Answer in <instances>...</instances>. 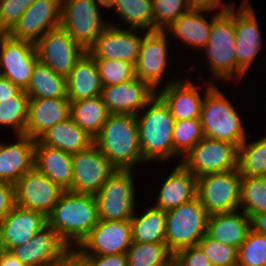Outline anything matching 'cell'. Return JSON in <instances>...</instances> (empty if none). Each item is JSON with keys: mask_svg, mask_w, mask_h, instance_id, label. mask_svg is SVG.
Listing matches in <instances>:
<instances>
[{"mask_svg": "<svg viewBox=\"0 0 266 266\" xmlns=\"http://www.w3.org/2000/svg\"><path fill=\"white\" fill-rule=\"evenodd\" d=\"M98 204L95 195L64 191L51 213L47 224L74 250L98 223Z\"/></svg>", "mask_w": 266, "mask_h": 266, "instance_id": "obj_1", "label": "cell"}, {"mask_svg": "<svg viewBox=\"0 0 266 266\" xmlns=\"http://www.w3.org/2000/svg\"><path fill=\"white\" fill-rule=\"evenodd\" d=\"M94 144L117 170H133L145 163L136 115L111 113L94 137Z\"/></svg>", "mask_w": 266, "mask_h": 266, "instance_id": "obj_2", "label": "cell"}, {"mask_svg": "<svg viewBox=\"0 0 266 266\" xmlns=\"http://www.w3.org/2000/svg\"><path fill=\"white\" fill-rule=\"evenodd\" d=\"M136 117L143 160L145 162L173 160L175 119L163 99L156 94Z\"/></svg>", "mask_w": 266, "mask_h": 266, "instance_id": "obj_3", "label": "cell"}, {"mask_svg": "<svg viewBox=\"0 0 266 266\" xmlns=\"http://www.w3.org/2000/svg\"><path fill=\"white\" fill-rule=\"evenodd\" d=\"M213 86L206 94L201 110V124L204 137L226 141L238 147L248 138L243 117L236 111L218 88Z\"/></svg>", "mask_w": 266, "mask_h": 266, "instance_id": "obj_4", "label": "cell"}, {"mask_svg": "<svg viewBox=\"0 0 266 266\" xmlns=\"http://www.w3.org/2000/svg\"><path fill=\"white\" fill-rule=\"evenodd\" d=\"M234 7L220 13L213 21L210 37L202 51L205 53L208 71L213 80L236 83V35L234 31ZM235 79V80H234Z\"/></svg>", "mask_w": 266, "mask_h": 266, "instance_id": "obj_5", "label": "cell"}, {"mask_svg": "<svg viewBox=\"0 0 266 266\" xmlns=\"http://www.w3.org/2000/svg\"><path fill=\"white\" fill-rule=\"evenodd\" d=\"M209 214L198 197L166 211L165 243L175 254L196 246L207 232Z\"/></svg>", "mask_w": 266, "mask_h": 266, "instance_id": "obj_6", "label": "cell"}, {"mask_svg": "<svg viewBox=\"0 0 266 266\" xmlns=\"http://www.w3.org/2000/svg\"><path fill=\"white\" fill-rule=\"evenodd\" d=\"M101 6L106 8V0H62L61 26L86 50L109 25Z\"/></svg>", "mask_w": 266, "mask_h": 266, "instance_id": "obj_7", "label": "cell"}, {"mask_svg": "<svg viewBox=\"0 0 266 266\" xmlns=\"http://www.w3.org/2000/svg\"><path fill=\"white\" fill-rule=\"evenodd\" d=\"M133 170H117L95 194L100 220H131L136 208Z\"/></svg>", "mask_w": 266, "mask_h": 266, "instance_id": "obj_8", "label": "cell"}, {"mask_svg": "<svg viewBox=\"0 0 266 266\" xmlns=\"http://www.w3.org/2000/svg\"><path fill=\"white\" fill-rule=\"evenodd\" d=\"M241 178L238 168L197 178V197L209 215L239 210Z\"/></svg>", "mask_w": 266, "mask_h": 266, "instance_id": "obj_9", "label": "cell"}, {"mask_svg": "<svg viewBox=\"0 0 266 266\" xmlns=\"http://www.w3.org/2000/svg\"><path fill=\"white\" fill-rule=\"evenodd\" d=\"M236 144L204 137L179 160L197 178L238 168Z\"/></svg>", "mask_w": 266, "mask_h": 266, "instance_id": "obj_10", "label": "cell"}, {"mask_svg": "<svg viewBox=\"0 0 266 266\" xmlns=\"http://www.w3.org/2000/svg\"><path fill=\"white\" fill-rule=\"evenodd\" d=\"M143 33L139 56L134 65L135 76L158 92V86H164L161 83H164V77L167 75L165 70L170 65L168 59L171 56H168V52L169 44L172 43L169 40L171 41L173 37H170L165 30L143 31Z\"/></svg>", "mask_w": 266, "mask_h": 266, "instance_id": "obj_11", "label": "cell"}, {"mask_svg": "<svg viewBox=\"0 0 266 266\" xmlns=\"http://www.w3.org/2000/svg\"><path fill=\"white\" fill-rule=\"evenodd\" d=\"M249 0L234 8V31L236 35V80L243 78L263 46L260 24Z\"/></svg>", "mask_w": 266, "mask_h": 266, "instance_id": "obj_12", "label": "cell"}, {"mask_svg": "<svg viewBox=\"0 0 266 266\" xmlns=\"http://www.w3.org/2000/svg\"><path fill=\"white\" fill-rule=\"evenodd\" d=\"M73 182L71 191L95 195L117 168L93 143L72 155Z\"/></svg>", "mask_w": 266, "mask_h": 266, "instance_id": "obj_13", "label": "cell"}, {"mask_svg": "<svg viewBox=\"0 0 266 266\" xmlns=\"http://www.w3.org/2000/svg\"><path fill=\"white\" fill-rule=\"evenodd\" d=\"M38 60L56 74L67 77L86 49L60 25L49 30L36 43Z\"/></svg>", "mask_w": 266, "mask_h": 266, "instance_id": "obj_14", "label": "cell"}, {"mask_svg": "<svg viewBox=\"0 0 266 266\" xmlns=\"http://www.w3.org/2000/svg\"><path fill=\"white\" fill-rule=\"evenodd\" d=\"M38 61L34 43L8 34L0 37V76L25 90Z\"/></svg>", "mask_w": 266, "mask_h": 266, "instance_id": "obj_15", "label": "cell"}, {"mask_svg": "<svg viewBox=\"0 0 266 266\" xmlns=\"http://www.w3.org/2000/svg\"><path fill=\"white\" fill-rule=\"evenodd\" d=\"M111 22L109 21V25L87 51L95 59L123 60L135 65L143 38L140 34L144 30L123 28V26L120 28Z\"/></svg>", "mask_w": 266, "mask_h": 266, "instance_id": "obj_16", "label": "cell"}, {"mask_svg": "<svg viewBox=\"0 0 266 266\" xmlns=\"http://www.w3.org/2000/svg\"><path fill=\"white\" fill-rule=\"evenodd\" d=\"M14 186L15 205L41 212L46 217L64 192L35 167L22 176Z\"/></svg>", "mask_w": 266, "mask_h": 266, "instance_id": "obj_17", "label": "cell"}, {"mask_svg": "<svg viewBox=\"0 0 266 266\" xmlns=\"http://www.w3.org/2000/svg\"><path fill=\"white\" fill-rule=\"evenodd\" d=\"M211 81V82H210ZM205 84L203 96L200 88L187 77L174 76L157 93L168 105L175 120L200 119L205 94L216 85L212 80Z\"/></svg>", "mask_w": 266, "mask_h": 266, "instance_id": "obj_18", "label": "cell"}, {"mask_svg": "<svg viewBox=\"0 0 266 266\" xmlns=\"http://www.w3.org/2000/svg\"><path fill=\"white\" fill-rule=\"evenodd\" d=\"M62 0H35L8 31V35L36 43L49 30L61 25Z\"/></svg>", "mask_w": 266, "mask_h": 266, "instance_id": "obj_19", "label": "cell"}, {"mask_svg": "<svg viewBox=\"0 0 266 266\" xmlns=\"http://www.w3.org/2000/svg\"><path fill=\"white\" fill-rule=\"evenodd\" d=\"M132 243L131 221L100 220L74 250L78 254L126 253Z\"/></svg>", "mask_w": 266, "mask_h": 266, "instance_id": "obj_20", "label": "cell"}, {"mask_svg": "<svg viewBox=\"0 0 266 266\" xmlns=\"http://www.w3.org/2000/svg\"><path fill=\"white\" fill-rule=\"evenodd\" d=\"M9 251L26 266H47L58 265L71 249L47 224L27 243Z\"/></svg>", "mask_w": 266, "mask_h": 266, "instance_id": "obj_21", "label": "cell"}, {"mask_svg": "<svg viewBox=\"0 0 266 266\" xmlns=\"http://www.w3.org/2000/svg\"><path fill=\"white\" fill-rule=\"evenodd\" d=\"M156 94L147 82L135 77L118 85L103 86L101 97L110 113L137 115Z\"/></svg>", "mask_w": 266, "mask_h": 266, "instance_id": "obj_22", "label": "cell"}, {"mask_svg": "<svg viewBox=\"0 0 266 266\" xmlns=\"http://www.w3.org/2000/svg\"><path fill=\"white\" fill-rule=\"evenodd\" d=\"M47 225V217L41 212L15 205L0 220V239L4 250L27 243Z\"/></svg>", "mask_w": 266, "mask_h": 266, "instance_id": "obj_23", "label": "cell"}, {"mask_svg": "<svg viewBox=\"0 0 266 266\" xmlns=\"http://www.w3.org/2000/svg\"><path fill=\"white\" fill-rule=\"evenodd\" d=\"M16 142H0V181L15 185L34 168L35 141L27 135H17Z\"/></svg>", "mask_w": 266, "mask_h": 266, "instance_id": "obj_24", "label": "cell"}, {"mask_svg": "<svg viewBox=\"0 0 266 266\" xmlns=\"http://www.w3.org/2000/svg\"><path fill=\"white\" fill-rule=\"evenodd\" d=\"M68 98H30L25 135L37 140L55 124L70 117Z\"/></svg>", "mask_w": 266, "mask_h": 266, "instance_id": "obj_25", "label": "cell"}, {"mask_svg": "<svg viewBox=\"0 0 266 266\" xmlns=\"http://www.w3.org/2000/svg\"><path fill=\"white\" fill-rule=\"evenodd\" d=\"M206 10H189L184 13L177 21H174L165 31L168 35L175 37L187 49L194 48L202 50L210 37L211 27L214 19L219 15L212 13L211 18L207 19ZM204 13V14H203ZM170 33V34H169ZM199 48V49H198Z\"/></svg>", "mask_w": 266, "mask_h": 266, "instance_id": "obj_26", "label": "cell"}, {"mask_svg": "<svg viewBox=\"0 0 266 266\" xmlns=\"http://www.w3.org/2000/svg\"><path fill=\"white\" fill-rule=\"evenodd\" d=\"M71 153L35 141L34 167L62 190L71 191L73 163Z\"/></svg>", "mask_w": 266, "mask_h": 266, "instance_id": "obj_27", "label": "cell"}, {"mask_svg": "<svg viewBox=\"0 0 266 266\" xmlns=\"http://www.w3.org/2000/svg\"><path fill=\"white\" fill-rule=\"evenodd\" d=\"M197 197V177L178 163L163 182L155 207L171 210Z\"/></svg>", "mask_w": 266, "mask_h": 266, "instance_id": "obj_28", "label": "cell"}, {"mask_svg": "<svg viewBox=\"0 0 266 266\" xmlns=\"http://www.w3.org/2000/svg\"><path fill=\"white\" fill-rule=\"evenodd\" d=\"M103 83L95 58L86 50L67 76V95L70 101L101 95Z\"/></svg>", "mask_w": 266, "mask_h": 266, "instance_id": "obj_29", "label": "cell"}, {"mask_svg": "<svg viewBox=\"0 0 266 266\" xmlns=\"http://www.w3.org/2000/svg\"><path fill=\"white\" fill-rule=\"evenodd\" d=\"M251 229V218L239 209L209 215L206 234L239 249Z\"/></svg>", "mask_w": 266, "mask_h": 266, "instance_id": "obj_30", "label": "cell"}, {"mask_svg": "<svg viewBox=\"0 0 266 266\" xmlns=\"http://www.w3.org/2000/svg\"><path fill=\"white\" fill-rule=\"evenodd\" d=\"M41 144L74 154L94 143L85 130L80 128L71 117L49 128L38 139Z\"/></svg>", "mask_w": 266, "mask_h": 266, "instance_id": "obj_31", "label": "cell"}, {"mask_svg": "<svg viewBox=\"0 0 266 266\" xmlns=\"http://www.w3.org/2000/svg\"><path fill=\"white\" fill-rule=\"evenodd\" d=\"M141 211L135 210L130 220L132 242H165L166 211L155 206Z\"/></svg>", "mask_w": 266, "mask_h": 266, "instance_id": "obj_32", "label": "cell"}, {"mask_svg": "<svg viewBox=\"0 0 266 266\" xmlns=\"http://www.w3.org/2000/svg\"><path fill=\"white\" fill-rule=\"evenodd\" d=\"M110 114L101 95L78 101H71L70 117L92 138L100 132Z\"/></svg>", "mask_w": 266, "mask_h": 266, "instance_id": "obj_33", "label": "cell"}, {"mask_svg": "<svg viewBox=\"0 0 266 266\" xmlns=\"http://www.w3.org/2000/svg\"><path fill=\"white\" fill-rule=\"evenodd\" d=\"M25 91L29 98H68L67 77L38 61Z\"/></svg>", "mask_w": 266, "mask_h": 266, "instance_id": "obj_34", "label": "cell"}, {"mask_svg": "<svg viewBox=\"0 0 266 266\" xmlns=\"http://www.w3.org/2000/svg\"><path fill=\"white\" fill-rule=\"evenodd\" d=\"M106 8L114 9L129 28L154 31L152 0H106Z\"/></svg>", "mask_w": 266, "mask_h": 266, "instance_id": "obj_35", "label": "cell"}, {"mask_svg": "<svg viewBox=\"0 0 266 266\" xmlns=\"http://www.w3.org/2000/svg\"><path fill=\"white\" fill-rule=\"evenodd\" d=\"M126 253L128 266H165L174 259L165 242H132Z\"/></svg>", "mask_w": 266, "mask_h": 266, "instance_id": "obj_36", "label": "cell"}, {"mask_svg": "<svg viewBox=\"0 0 266 266\" xmlns=\"http://www.w3.org/2000/svg\"><path fill=\"white\" fill-rule=\"evenodd\" d=\"M29 95L21 90L11 99L0 100V126L11 127L13 135H25L28 119Z\"/></svg>", "mask_w": 266, "mask_h": 266, "instance_id": "obj_37", "label": "cell"}, {"mask_svg": "<svg viewBox=\"0 0 266 266\" xmlns=\"http://www.w3.org/2000/svg\"><path fill=\"white\" fill-rule=\"evenodd\" d=\"M246 139L238 150V170L242 176H266V135L253 142Z\"/></svg>", "mask_w": 266, "mask_h": 266, "instance_id": "obj_38", "label": "cell"}, {"mask_svg": "<svg viewBox=\"0 0 266 266\" xmlns=\"http://www.w3.org/2000/svg\"><path fill=\"white\" fill-rule=\"evenodd\" d=\"M239 209L250 218L266 211V176H242Z\"/></svg>", "mask_w": 266, "mask_h": 266, "instance_id": "obj_39", "label": "cell"}, {"mask_svg": "<svg viewBox=\"0 0 266 266\" xmlns=\"http://www.w3.org/2000/svg\"><path fill=\"white\" fill-rule=\"evenodd\" d=\"M204 138L201 119L175 120L173 127V158L184 157Z\"/></svg>", "mask_w": 266, "mask_h": 266, "instance_id": "obj_40", "label": "cell"}, {"mask_svg": "<svg viewBox=\"0 0 266 266\" xmlns=\"http://www.w3.org/2000/svg\"><path fill=\"white\" fill-rule=\"evenodd\" d=\"M239 266H266V235L251 229L238 249Z\"/></svg>", "mask_w": 266, "mask_h": 266, "instance_id": "obj_41", "label": "cell"}, {"mask_svg": "<svg viewBox=\"0 0 266 266\" xmlns=\"http://www.w3.org/2000/svg\"><path fill=\"white\" fill-rule=\"evenodd\" d=\"M189 10L187 0H152L154 31L166 30Z\"/></svg>", "mask_w": 266, "mask_h": 266, "instance_id": "obj_42", "label": "cell"}, {"mask_svg": "<svg viewBox=\"0 0 266 266\" xmlns=\"http://www.w3.org/2000/svg\"><path fill=\"white\" fill-rule=\"evenodd\" d=\"M103 86L118 85L134 79L135 66L129 61L95 59Z\"/></svg>", "mask_w": 266, "mask_h": 266, "instance_id": "obj_43", "label": "cell"}, {"mask_svg": "<svg viewBox=\"0 0 266 266\" xmlns=\"http://www.w3.org/2000/svg\"><path fill=\"white\" fill-rule=\"evenodd\" d=\"M213 266H234L238 260V248L219 242L207 234L198 244Z\"/></svg>", "mask_w": 266, "mask_h": 266, "instance_id": "obj_44", "label": "cell"}, {"mask_svg": "<svg viewBox=\"0 0 266 266\" xmlns=\"http://www.w3.org/2000/svg\"><path fill=\"white\" fill-rule=\"evenodd\" d=\"M35 0H0V20L9 31Z\"/></svg>", "mask_w": 266, "mask_h": 266, "instance_id": "obj_45", "label": "cell"}, {"mask_svg": "<svg viewBox=\"0 0 266 266\" xmlns=\"http://www.w3.org/2000/svg\"><path fill=\"white\" fill-rule=\"evenodd\" d=\"M174 262L176 266H213L199 245L177 251L174 254Z\"/></svg>", "mask_w": 266, "mask_h": 266, "instance_id": "obj_46", "label": "cell"}, {"mask_svg": "<svg viewBox=\"0 0 266 266\" xmlns=\"http://www.w3.org/2000/svg\"><path fill=\"white\" fill-rule=\"evenodd\" d=\"M89 266H128L127 253L96 255L79 254Z\"/></svg>", "mask_w": 266, "mask_h": 266, "instance_id": "obj_47", "label": "cell"}, {"mask_svg": "<svg viewBox=\"0 0 266 266\" xmlns=\"http://www.w3.org/2000/svg\"><path fill=\"white\" fill-rule=\"evenodd\" d=\"M15 206V186L0 181V220Z\"/></svg>", "mask_w": 266, "mask_h": 266, "instance_id": "obj_48", "label": "cell"}, {"mask_svg": "<svg viewBox=\"0 0 266 266\" xmlns=\"http://www.w3.org/2000/svg\"><path fill=\"white\" fill-rule=\"evenodd\" d=\"M188 5L191 10H206L211 11L215 13H224L230 10L233 6H235L234 3H228L227 4L222 0H187Z\"/></svg>", "mask_w": 266, "mask_h": 266, "instance_id": "obj_49", "label": "cell"}, {"mask_svg": "<svg viewBox=\"0 0 266 266\" xmlns=\"http://www.w3.org/2000/svg\"><path fill=\"white\" fill-rule=\"evenodd\" d=\"M21 90L19 86L13 84L10 80L0 76V100L11 99Z\"/></svg>", "mask_w": 266, "mask_h": 266, "instance_id": "obj_50", "label": "cell"}, {"mask_svg": "<svg viewBox=\"0 0 266 266\" xmlns=\"http://www.w3.org/2000/svg\"><path fill=\"white\" fill-rule=\"evenodd\" d=\"M58 266H89L87 262L75 251L71 250L58 264Z\"/></svg>", "mask_w": 266, "mask_h": 266, "instance_id": "obj_51", "label": "cell"}, {"mask_svg": "<svg viewBox=\"0 0 266 266\" xmlns=\"http://www.w3.org/2000/svg\"><path fill=\"white\" fill-rule=\"evenodd\" d=\"M251 227L257 233L266 235V211L251 217Z\"/></svg>", "mask_w": 266, "mask_h": 266, "instance_id": "obj_52", "label": "cell"}, {"mask_svg": "<svg viewBox=\"0 0 266 266\" xmlns=\"http://www.w3.org/2000/svg\"><path fill=\"white\" fill-rule=\"evenodd\" d=\"M0 266H26L10 251L2 250L0 253Z\"/></svg>", "mask_w": 266, "mask_h": 266, "instance_id": "obj_53", "label": "cell"}, {"mask_svg": "<svg viewBox=\"0 0 266 266\" xmlns=\"http://www.w3.org/2000/svg\"><path fill=\"white\" fill-rule=\"evenodd\" d=\"M8 34V31L3 27L0 20V37H3Z\"/></svg>", "mask_w": 266, "mask_h": 266, "instance_id": "obj_54", "label": "cell"}, {"mask_svg": "<svg viewBox=\"0 0 266 266\" xmlns=\"http://www.w3.org/2000/svg\"><path fill=\"white\" fill-rule=\"evenodd\" d=\"M165 266H176V265H175V262H174V259H173L169 264H167V265H165Z\"/></svg>", "mask_w": 266, "mask_h": 266, "instance_id": "obj_55", "label": "cell"}, {"mask_svg": "<svg viewBox=\"0 0 266 266\" xmlns=\"http://www.w3.org/2000/svg\"><path fill=\"white\" fill-rule=\"evenodd\" d=\"M2 250H3V248H2V245H1V239H0V253H1Z\"/></svg>", "mask_w": 266, "mask_h": 266, "instance_id": "obj_56", "label": "cell"}]
</instances>
